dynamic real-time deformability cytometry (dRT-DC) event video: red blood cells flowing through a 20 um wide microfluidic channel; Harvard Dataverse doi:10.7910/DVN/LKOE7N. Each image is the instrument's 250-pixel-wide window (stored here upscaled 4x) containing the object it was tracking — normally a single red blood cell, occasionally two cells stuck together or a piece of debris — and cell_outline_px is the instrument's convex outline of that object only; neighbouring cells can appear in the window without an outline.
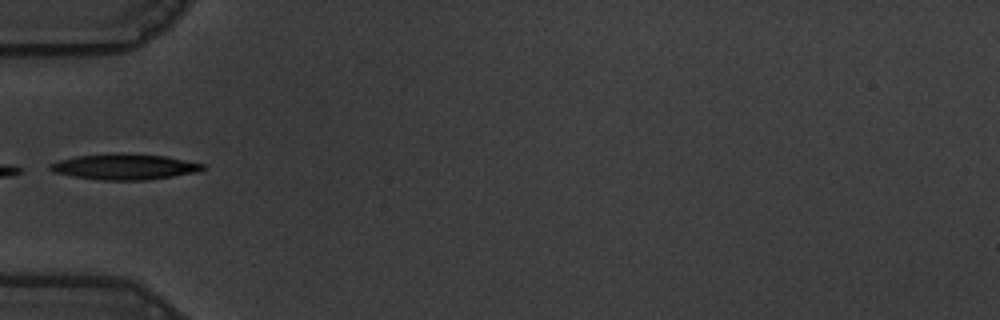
{"species": "common noctule bat (a hibernating species)", "species_latin": "Nyctalus noctula", "temperature_condition": "warm", "stored_images_in_passage": 4, "camera_frame_rate_fps": 3000, "um_per_image_px": 0.085, "animal": {"sex": "male", "body_mass_g": 19.5, "forearm_length_mm": 54.6}, "frame": {"image": 1, "passage_image": 1, "time_ms": 0.0, "image_size_px": [1000, 320], "cell_outline_px": [[204, 168], [200, 172], [144, 180], [104, 180], [76, 176], [52, 172], [48, 168], [48, 164], [60, 160], [76, 156], [164, 156], [204, 164]], "centroid_in_image_um": [10.59, 14.22], "position_along_channel_um": 74.4, "area_um2": 21.5}}